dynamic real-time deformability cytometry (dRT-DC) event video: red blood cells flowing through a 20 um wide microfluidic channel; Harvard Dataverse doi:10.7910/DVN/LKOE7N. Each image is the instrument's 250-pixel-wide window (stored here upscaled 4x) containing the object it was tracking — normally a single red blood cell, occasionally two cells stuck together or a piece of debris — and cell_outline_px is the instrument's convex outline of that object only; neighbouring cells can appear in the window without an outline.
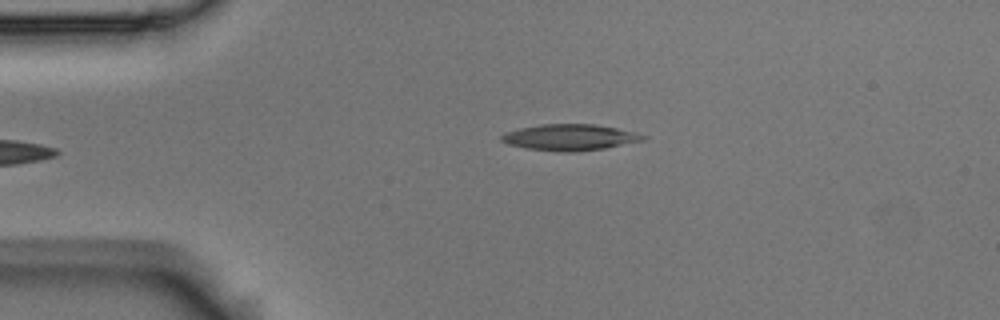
{"species": "Egyptian fruit bat (a non-hibernating species)", "species_latin": "Rousettus aegyptiacus", "temperature_condition": "room temperature", "stored_images_in_passage": 4, "camera_frame_rate_fps": 3000, "um_per_image_px": 0.085, "animal": {"sex": "male"}, "frame": {"image": 1, "passage_image": 4, "time_ms": 1.0, "image_size_px": [1000, 320], "cell_outline_px": [[648, 136], [644, 140], [604, 148], [576, 152], [560, 152], [524, 148], [508, 144], [500, 140], [500, 136], [504, 132], [520, 128], [540, 124], [596, 124], [636, 132]], "centroid_in_image_um": [48.41, 11.67], "position_along_channel_um": 36.6, "area_um2": 21.73}}